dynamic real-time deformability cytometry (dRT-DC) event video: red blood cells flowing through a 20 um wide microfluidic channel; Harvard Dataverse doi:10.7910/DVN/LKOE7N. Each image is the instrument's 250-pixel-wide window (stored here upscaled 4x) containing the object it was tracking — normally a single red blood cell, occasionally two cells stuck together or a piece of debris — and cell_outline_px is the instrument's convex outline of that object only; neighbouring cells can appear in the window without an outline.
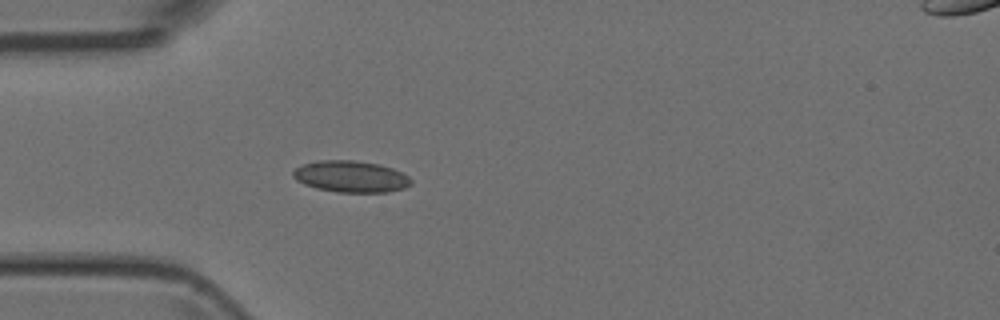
{"species": "Egyptian fruit bat (a non-hibernating species)", "species_latin": "Rousettus aegyptiacus", "temperature_condition": "room temperature", "stored_images_in_passage": 36, "camera_frame_rate_fps": 3000, "um_per_image_px": 0.085, "animal": {"sex": "female"}, "frame": {"image": 1, "passage_image": 1, "time_ms": 0.0, "image_size_px": [1000, 320], "cell_outline_px": [[412, 184], [404, 188], [388, 192], [336, 192], [316, 188], [304, 184], [296, 180], [292, 176], [292, 172], [296, 168], [304, 164], [316, 160], [352, 160], [380, 164], [392, 168], [408, 176], [412, 180]], "centroid_in_image_um": [29.81, 15.0], "position_along_channel_um": 55.2, "area_um2": 21.73}}
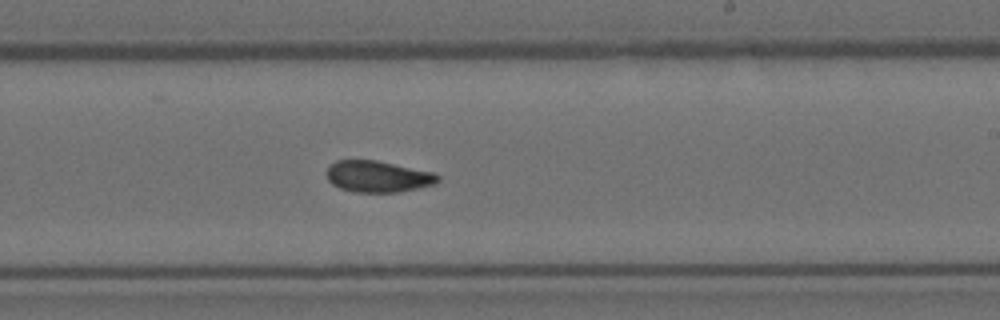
{"frame": {"image": 2, "passage_image": 16, "time_ms": 5.0, "image_size_px": [1000, 320], "cell_outline_px": [[440, 180], [436, 184], [400, 192], [352, 192], [340, 188], [332, 184], [328, 180], [328, 168], [336, 160], [376, 160], [436, 172], [440, 176]], "centroid_in_image_um": [32.18, 15.0], "position_along_channel_um": 256.8, "area_um2": 20.52}}
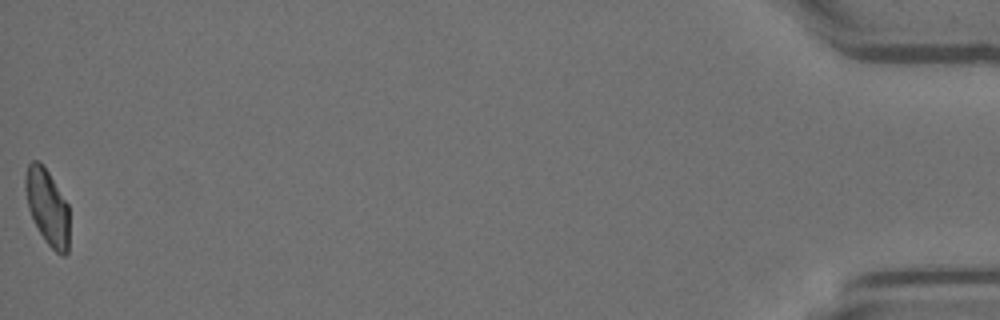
{"frame": {"image": 3, "passage_image": 36, "time_ms": 11.667, "image_size_px": [1000, 320], "cell_outline_px": [[68, 252], [64, 256], [60, 256], [48, 244], [40, 232], [28, 208], [24, 188], [24, 176], [28, 164], [32, 160], [36, 160], [48, 172], [68, 204]], "centroid_in_image_um": [4.01, 17.59], "position_along_channel_um": 431.2, "area_um2": 19.19}}